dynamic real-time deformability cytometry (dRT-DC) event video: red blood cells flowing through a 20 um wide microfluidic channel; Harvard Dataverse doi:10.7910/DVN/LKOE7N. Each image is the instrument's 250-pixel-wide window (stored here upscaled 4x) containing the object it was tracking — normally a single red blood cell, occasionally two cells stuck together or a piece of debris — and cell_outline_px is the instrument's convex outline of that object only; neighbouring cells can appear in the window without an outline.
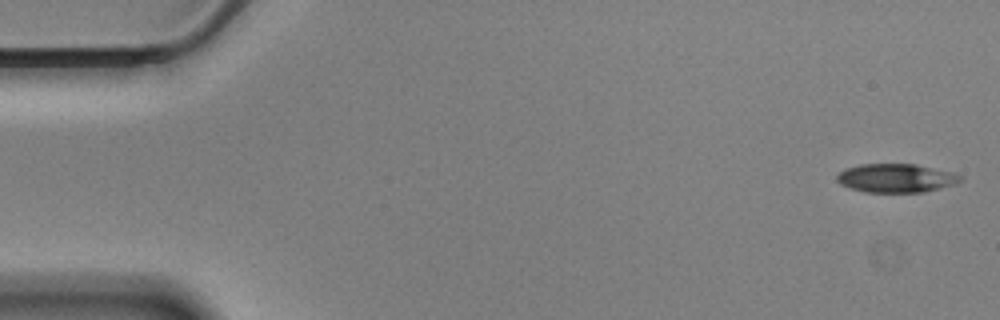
{"species": "Egyptian fruit bat (a non-hibernating species)", "species_latin": "Rousettus aegyptiacus", "temperature_condition": "cold", "stored_images_in_passage": 57, "camera_frame_rate_fps": 3000, "um_per_image_px": 0.085, "animal": {"sex": "male"}, "frame": {"image": 1, "passage_image": 1, "time_ms": 0.0, "image_size_px": [1000, 320], "cell_outline_px": [[964, 180], [956, 184], [924, 192], [864, 192], [848, 188], [840, 184], [836, 180], [836, 176], [844, 168], [860, 164], [916, 164], [952, 172], [964, 176]], "centroid_in_image_um": [76.17, 15.14], "position_along_channel_um": 8.8, "area_um2": 20.92}}
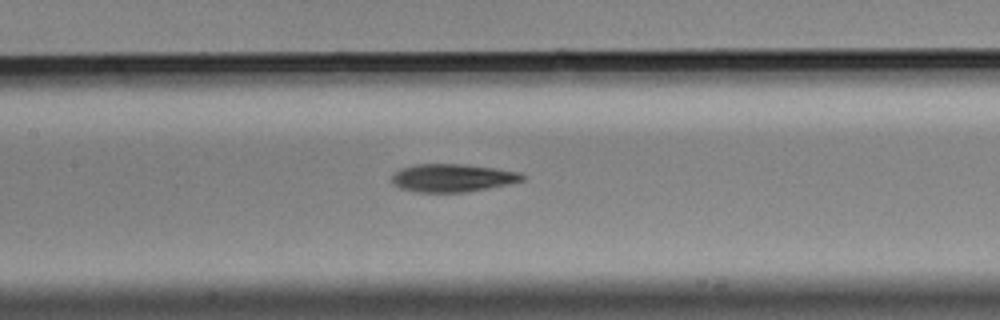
{"frame": {"image": 2, "passage_image": 26, "time_ms": 8.333, "image_size_px": [1000, 320], "cell_outline_px": [[528, 176], [524, 180], [508, 184], [468, 192], [416, 192], [400, 188], [392, 180], [392, 176], [400, 168], [412, 164], [460, 164], [492, 168], [520, 172]], "centroid_in_image_um": [38.48, 15.12], "position_along_channel_um": 168.9, "area_um2": 21.21}}
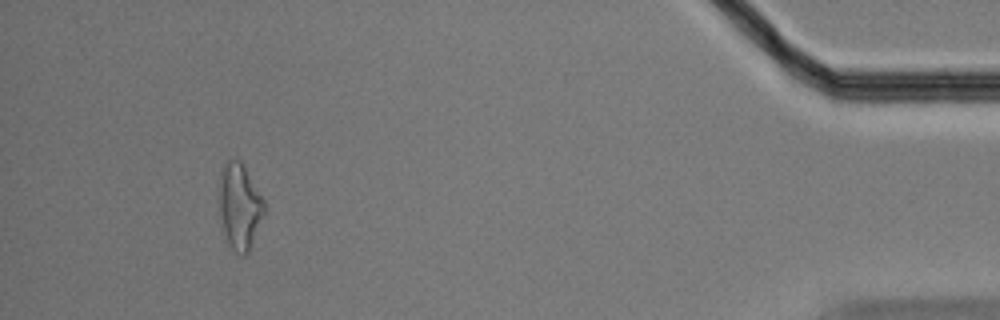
{"frame": {"image": 3, "passage_image": 53, "time_ms": 17.333, "image_size_px": [1000, 320], "cell_outline_px": [[264, 212], [248, 252], [244, 256], [240, 256], [228, 244], [224, 232], [220, 212], [220, 172], [224, 160], [240, 160], [244, 164], [264, 200]], "centroid_in_image_um": [20.36, 17.5], "position_along_channel_um": 414.8, "area_um2": 22.25}, "authors_computed_cell_mechanics": {"area_um2": 21.1548, "velocity_mm_per_s": 3.46, "shape_relaxation_time_tau1_ms": 5.3301, "shape_relaxation_time_tau2_ms": 6.4152, "deformation_change_tau1": 0.1567, "deformation_change_tau2": 0.1788}}